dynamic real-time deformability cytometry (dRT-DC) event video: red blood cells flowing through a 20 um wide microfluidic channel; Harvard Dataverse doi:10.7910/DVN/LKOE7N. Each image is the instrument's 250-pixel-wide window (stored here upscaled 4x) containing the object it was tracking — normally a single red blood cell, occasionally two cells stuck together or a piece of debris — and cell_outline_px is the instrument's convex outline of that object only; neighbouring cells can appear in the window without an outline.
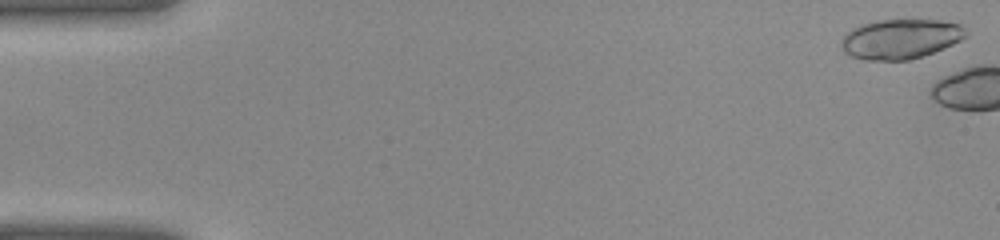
{"species": "common noctule bat (a hibernating species)", "species_latin": "Nyctalus noctula", "temperature_condition": "warm", "stored_images_in_passage": 6, "camera_frame_rate_fps": 3000, "um_per_image_px": 0.085, "animal": {"sex": "female", "body_mass_g": 22.0, "forearm_length_mm": 56.7}, "frame": {"image": 1, "passage_image": 1, "time_ms": 0.0, "image_size_px": [1000, 240], "cell_outline_px": [[968, 36], [944, 48], [924, 56], [908, 60], [864, 60], [852, 56], [844, 52], [840, 44], [840, 40], [852, 28], [860, 24], [876, 20], [940, 20], [960, 24], [968, 32]], "centroid_in_image_um": [76.54, 3.31], "position_along_channel_um": 8.5, "area_um2": 29.07}}